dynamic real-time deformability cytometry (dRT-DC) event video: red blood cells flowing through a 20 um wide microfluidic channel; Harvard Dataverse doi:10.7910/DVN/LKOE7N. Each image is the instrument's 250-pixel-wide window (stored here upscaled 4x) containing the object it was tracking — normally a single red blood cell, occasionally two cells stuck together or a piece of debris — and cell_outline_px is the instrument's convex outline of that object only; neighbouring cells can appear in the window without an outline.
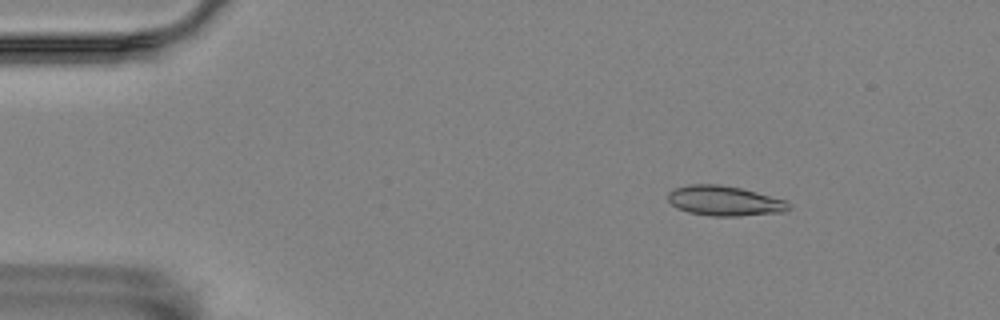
{"species": "Egyptian fruit bat (a non-hibernating species)", "species_latin": "Rousettus aegyptiacus", "temperature_condition": "room temperature", "stored_images_in_passage": 56, "camera_frame_rate_fps": 3000, "um_per_image_px": 0.085, "animal": {"sex": "female"}, "frame": {"image": 1, "passage_image": 8, "time_ms": 2.333, "image_size_px": [1000, 320], "cell_outline_px": [[792, 208], [784, 212], [740, 216], [712, 216], [688, 212], [676, 208], [668, 200], [668, 192], [676, 188], [688, 184], [720, 184], [740, 188], [788, 200]], "centroid_in_image_um": [61.61, 17.07], "position_along_channel_um": 23.4, "area_um2": 21.27}}
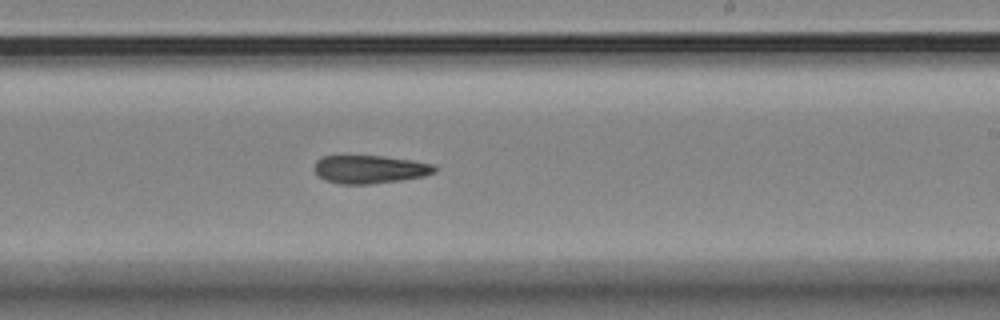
{"frame": {"image": 2, "passage_image": 34, "time_ms": 11.0, "image_size_px": [1000, 320], "cell_outline_px": [[436, 172], [424, 176], [400, 180], [372, 184], [340, 184], [324, 180], [316, 172], [316, 160], [320, 156], [384, 156], [412, 160], [436, 164]], "centroid_in_image_um": [31.47, 14.39], "position_along_channel_um": 257.5, "area_um2": 19.77}}
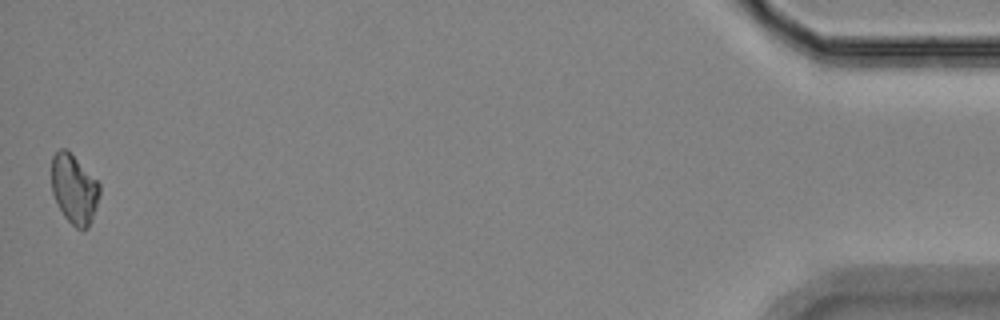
{"frame": {"image": 3, "passage_image": 56, "time_ms": 18.333, "image_size_px": [1000, 320], "cell_outline_px": [[100, 192], [96, 208], [88, 228], [76, 228], [64, 216], [52, 192], [52, 156], [60, 148], [64, 148], [100, 184]], "centroid_in_image_um": [6.3, 16.09], "position_along_channel_um": 428.9, "area_um2": 18.84}, "authors_computed_cell_mechanics": {"area_um2": 20.3456, "velocity_mm_per_s": 3.5407, "shape_relaxation_time_tau1_ms": 7.5418, "shape_relaxation_time_tau2_ms": 4.476, "deformation_change_tau1": 0.1444, "deformation_change_tau2": 0.1172}}